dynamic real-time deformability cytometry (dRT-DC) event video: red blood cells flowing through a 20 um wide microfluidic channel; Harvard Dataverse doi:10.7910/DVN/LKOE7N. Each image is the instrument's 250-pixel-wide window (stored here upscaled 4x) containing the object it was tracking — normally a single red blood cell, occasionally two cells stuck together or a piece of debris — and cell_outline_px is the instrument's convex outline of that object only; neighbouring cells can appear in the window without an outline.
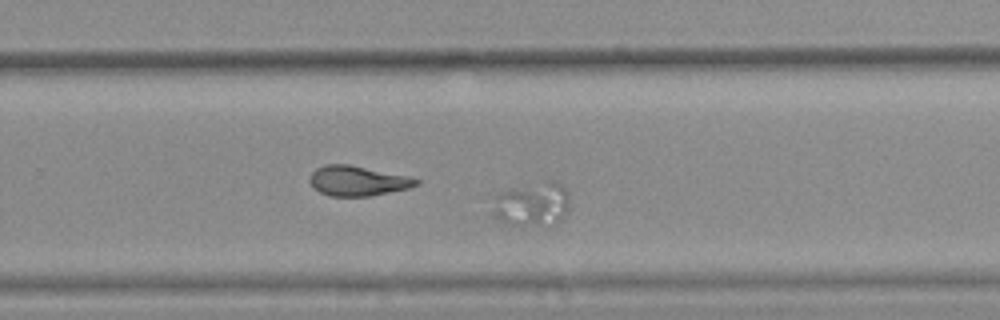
{"species": "common noctule bat (a hibernating species)", "species_latin": "Nyctalus noctula", "temperature_condition": "warm", "stored_images_in_passage": 41, "camera_frame_rate_fps": 3000, "um_per_image_px": 0.085, "animal": {"sex": "female", "body_mass_g": 25.1}, "frame": {"image": 1, "passage_image": 31, "time_ms": 10.0, "image_size_px": [1000, 320], "cell_outline_px": [[568, 208], [564, 216], [560, 220], [544, 228], [508, 224], [500, 220], [496, 216], [496, 196], [500, 192], [552, 180], [560, 184], [568, 192]], "centroid_in_image_um": [45.31, 17.41], "position_along_channel_um": 284.5, "area_um2": 19.36}}
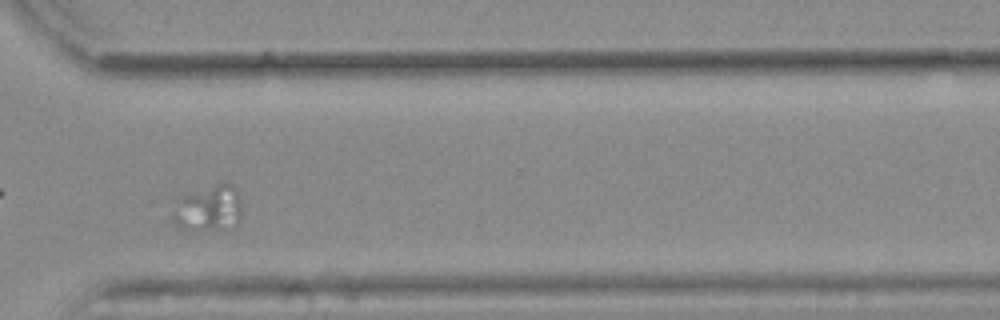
{"frame": {"image": 2, "passage_image": 37, "time_ms": 12.0, "image_size_px": [1000, 320], "cell_outline_px": [[240, 220], [216, 228], [192, 232], [180, 228], [172, 220], [172, 212], [176, 200], [184, 192], [224, 180], [232, 184], [236, 188], [240, 200]], "centroid_in_image_um": [17.63, 17.62], "position_along_channel_um": 353.0, "area_um2": 19.07}}
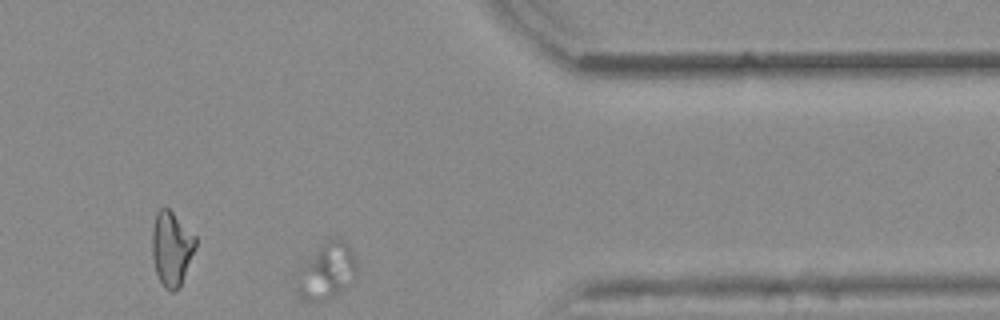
{"frame": {"image": 3, "passage_image": 41, "time_ms": 13.333, "image_size_px": [1000, 320], "cell_outline_px": [[356, 276], [340, 292], [324, 300], [312, 304], [300, 300], [296, 296], [296, 288], [308, 264], [316, 252], [328, 240], [336, 236], [344, 240], [348, 244], [352, 252], [356, 264]], "centroid_in_image_um": [27.83, 23.13], "position_along_channel_um": 383.6, "area_um2": 18.73}}